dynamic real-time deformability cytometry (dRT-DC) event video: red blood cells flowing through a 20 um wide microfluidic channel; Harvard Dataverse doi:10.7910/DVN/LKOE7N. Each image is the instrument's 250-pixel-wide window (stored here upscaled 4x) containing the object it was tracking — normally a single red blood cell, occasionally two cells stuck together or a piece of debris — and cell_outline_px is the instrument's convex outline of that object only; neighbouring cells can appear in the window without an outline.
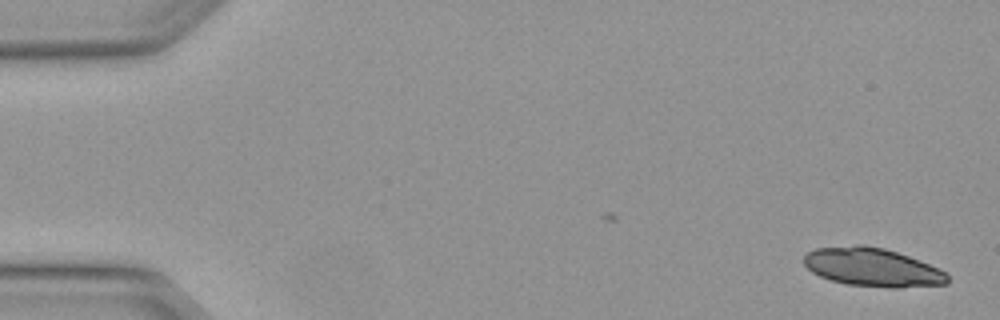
{"species": "Egyptian fruit bat (a non-hibernating species)", "species_latin": "Rousettus aegyptiacus", "temperature_condition": "warm", "stored_images_in_passage": 2, "camera_frame_rate_fps": 3000, "um_per_image_px": 0.085, "animal": {"sex": "female"}, "frame": {"image": 1, "passage_image": 2, "time_ms": 0.333, "image_size_px": [1000, 320], "cell_outline_px": [[948, 284], [900, 288], [892, 288], [848, 284], [832, 280], [820, 276], [812, 272], [804, 264], [804, 256], [808, 252], [816, 248], [856, 244], [864, 244], [884, 248], [908, 256], [948, 272]], "centroid_in_image_um": [74.17, 22.71], "position_along_channel_um": 10.8, "area_um2": 32.25}}